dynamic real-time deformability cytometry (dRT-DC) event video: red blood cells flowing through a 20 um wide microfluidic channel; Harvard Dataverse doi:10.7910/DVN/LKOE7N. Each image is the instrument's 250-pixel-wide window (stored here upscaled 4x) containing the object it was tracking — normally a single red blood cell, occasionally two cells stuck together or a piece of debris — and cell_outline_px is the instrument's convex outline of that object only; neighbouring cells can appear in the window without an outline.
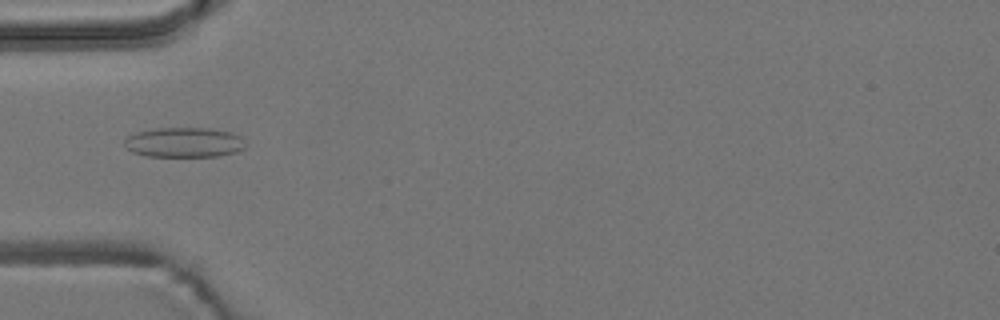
{"species": "common noctule bat (a hibernating species)", "species_latin": "Nyctalus noctula", "temperature_condition": "room temperature", "stored_images_in_passage": 7, "camera_frame_rate_fps": 3000, "um_per_image_px": 0.085, "animal": {"sex": "male", "body_mass_g": 19.2, "forearm_length_mm": 51.8}, "frame": {"image": 1, "passage_image": 5, "time_ms": 5.667, "image_size_px": [1000, 320], "cell_outline_px": [[248, 144], [244, 148], [236, 152], [220, 156], [144, 156], [132, 152], [124, 148], [124, 140], [128, 136], [136, 132], [156, 128], [208, 128], [228, 132], [240, 136]], "centroid_in_image_um": [15.63, 12.11], "position_along_channel_um": 69.4, "area_um2": 21.27}}
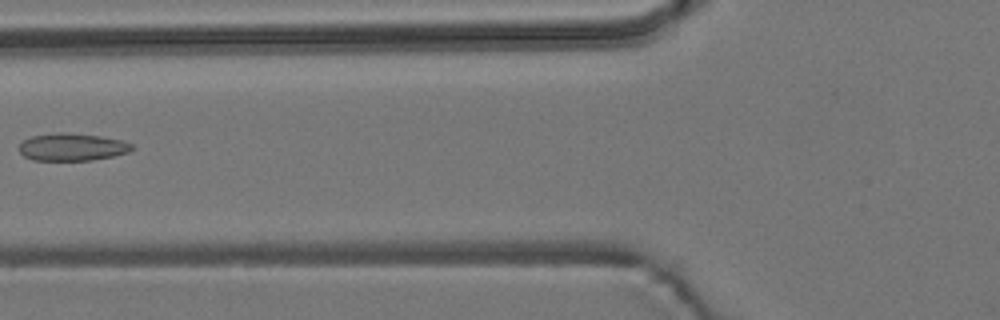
{"frame": {"image": 2, "passage_image": 6, "time_ms": 7.0, "image_size_px": [1000, 320], "cell_outline_px": [[136, 148], [128, 152], [112, 156], [92, 160], [32, 160], [24, 156], [20, 152], [20, 144], [24, 140], [32, 136], [56, 132], [64, 132], [100, 136], [124, 140], [132, 144]], "centroid_in_image_um": [6.16, 12.49], "position_along_channel_um": 119.6, "area_um2": 18.09}}
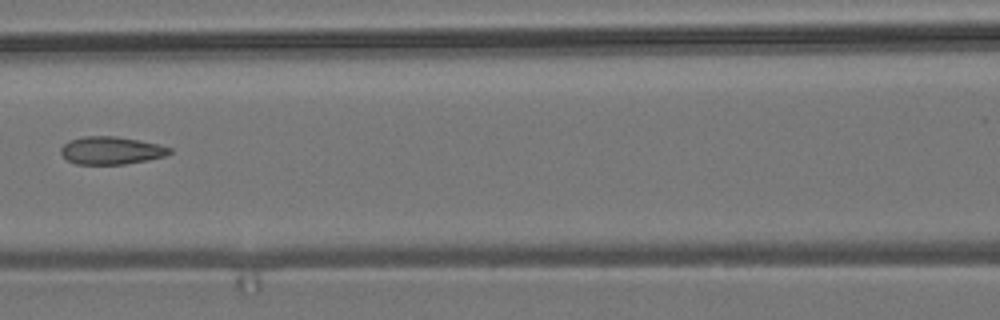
{"frame": {"image": 3, "passage_image": 7, "time_ms": 8.0, "image_size_px": [1000, 320], "cell_outline_px": [[172, 152], [164, 156], [148, 160], [124, 164], [76, 164], [68, 160], [60, 152], [60, 148], [68, 140], [84, 136], [116, 136], [160, 144], [172, 148]], "centroid_in_image_um": [9.45, 12.78], "position_along_channel_um": 157.1, "area_um2": 17.63}}